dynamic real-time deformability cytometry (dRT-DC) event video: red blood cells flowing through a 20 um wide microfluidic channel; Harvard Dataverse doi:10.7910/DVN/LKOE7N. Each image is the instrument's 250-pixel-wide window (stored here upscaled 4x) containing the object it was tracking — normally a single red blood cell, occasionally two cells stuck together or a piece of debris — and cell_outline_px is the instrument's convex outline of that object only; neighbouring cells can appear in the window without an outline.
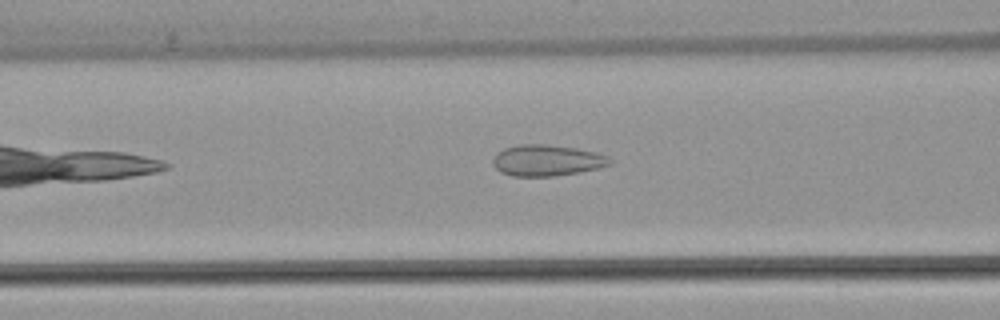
{"species": "common noctule bat (a hibernating species)", "species_latin": "Nyctalus noctula", "temperature_condition": "warm", "stored_images_in_passage": 29, "camera_frame_rate_fps": 3000, "um_per_image_px": 0.085, "animal": {"sex": "female", "body_mass_g": 22.7, "forearm_length_mm": 54.2}, "frame": {"image": 1, "passage_image": 5, "time_ms": 1.333, "image_size_px": [1000, 320], "cell_outline_px": [[612, 164], [600, 168], [580, 172], [552, 176], [512, 176], [500, 172], [492, 164], [492, 160], [496, 152], [504, 148], [520, 144], [548, 144], [576, 148], [596, 152], [608, 156], [612, 160]], "centroid_in_image_um": [46.49, 13.63], "position_along_channel_um": 120.1, "area_um2": 21.5}}
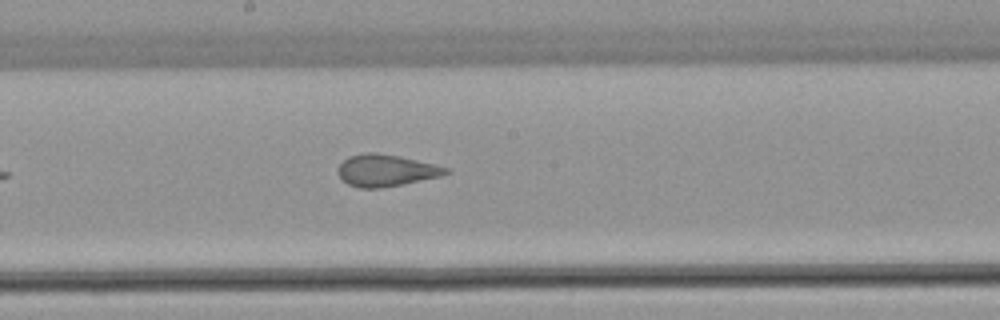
{"frame": {"image": 2, "passage_image": 12, "time_ms": 3.667, "image_size_px": [1000, 320], "cell_outline_px": [[452, 172], [440, 176], [380, 188], [360, 188], [348, 184], [336, 172], [336, 168], [348, 156], [364, 152], [376, 152], [400, 156], [448, 168]], "centroid_in_image_um": [32.76, 14.47], "position_along_channel_um": 215.4, "area_um2": 19.88}}
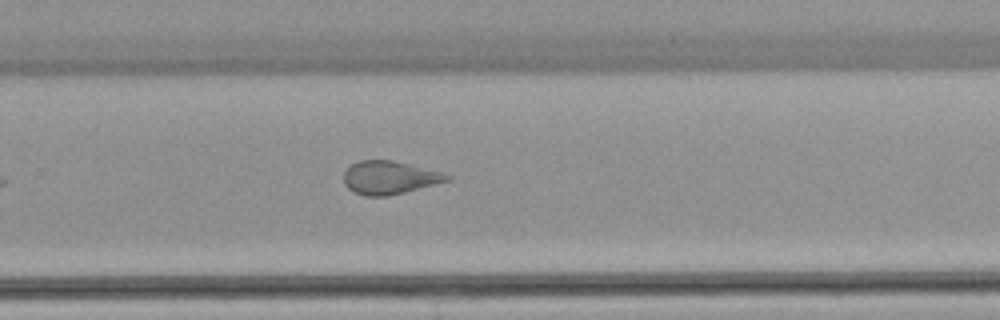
{"frame": {"image": 3, "passage_image": 18, "time_ms": 5.667, "image_size_px": [1000, 320], "cell_outline_px": [[452, 180], [388, 196], [364, 196], [352, 192], [344, 184], [344, 172], [352, 164], [360, 160], [392, 160], [440, 172], [452, 176]], "centroid_in_image_um": [33.08, 15.11], "position_along_channel_um": 296.7, "area_um2": 19.88}, "authors_computed_cell_mechanics": {"area_um2": 20.1722, "velocity_mm_per_s": 4.0897, "shape_relaxation_time_tau1_ms": null, "shape_relaxation_time_tau2_ms": 1.0872, "deformation_change_tau1": null, "deformation_change_tau2": 0.0882}}